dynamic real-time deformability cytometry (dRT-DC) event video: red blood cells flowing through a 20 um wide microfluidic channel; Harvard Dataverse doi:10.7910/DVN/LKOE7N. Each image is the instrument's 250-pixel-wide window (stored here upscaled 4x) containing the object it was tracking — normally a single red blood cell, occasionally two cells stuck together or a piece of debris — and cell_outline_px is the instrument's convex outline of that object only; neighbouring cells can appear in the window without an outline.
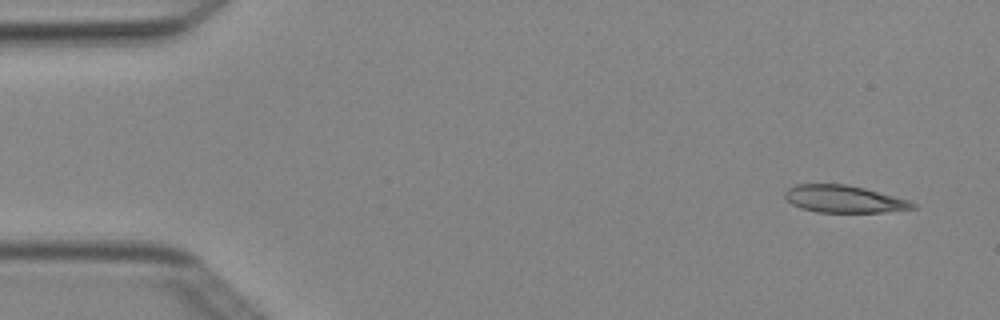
{"species": "Egyptian fruit bat (a non-hibernating species)", "species_latin": "Rousettus aegyptiacus", "temperature_condition": "cold", "stored_images_in_passage": 4, "camera_frame_rate_fps": 3000, "um_per_image_px": 0.085, "animal": {"sex": "female"}, "frame": {"image": 1, "passage_image": 1, "time_ms": 0.0, "image_size_px": [1000, 320], "cell_outline_px": [[916, 208], [884, 212], [816, 212], [800, 208], [792, 204], [784, 196], [784, 192], [788, 188], [796, 184], [844, 184], [864, 188], [908, 200], [916, 204]], "centroid_in_image_um": [71.7, 16.92], "position_along_channel_um": 13.3, "area_um2": 20.17}}
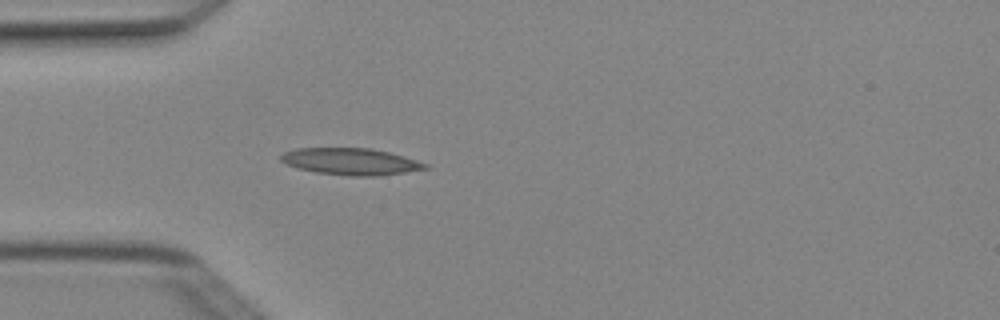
{"frame": {"image": 2, "passage_image": 4, "time_ms": 1.0, "image_size_px": [1000, 320], "cell_outline_px": [[432, 168], [376, 176], [352, 176], [316, 172], [296, 168], [280, 160], [280, 156], [284, 152], [296, 148], [372, 148], [388, 152], [416, 160], [428, 164]], "centroid_in_image_um": [29.82, 13.73], "position_along_channel_um": 55.2, "area_um2": 22.43}}